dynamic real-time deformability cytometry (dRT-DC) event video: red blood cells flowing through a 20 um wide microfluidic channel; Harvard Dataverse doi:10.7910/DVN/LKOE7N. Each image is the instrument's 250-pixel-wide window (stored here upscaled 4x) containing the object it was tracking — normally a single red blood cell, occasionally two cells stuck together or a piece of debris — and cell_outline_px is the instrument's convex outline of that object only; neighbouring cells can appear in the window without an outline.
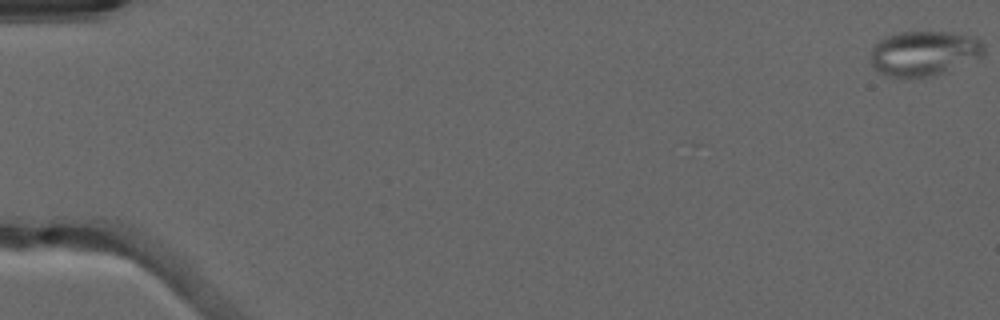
{"species": "common noctule bat (a hibernating species)", "species_latin": "Nyctalus noctula", "temperature_condition": "warm", "stored_images_in_passage": 47, "camera_frame_rate_fps": 3000, "um_per_image_px": 0.085, "animal": {"sex": "male", "forearm_length_mm": 52.5}, "frame": {"image": 1, "passage_image": 1, "time_ms": 0.0, "image_size_px": [1000, 320], "cell_outline_px": [[984, 56], [940, 72], [928, 76], [892, 76], [880, 72], [872, 68], [872, 48], [884, 36], [900, 32], [952, 32], [972, 36], [980, 40], [984, 44]], "centroid_in_image_um": [78.55, 4.49], "position_along_channel_um": 6.5, "area_um2": 29.07}}
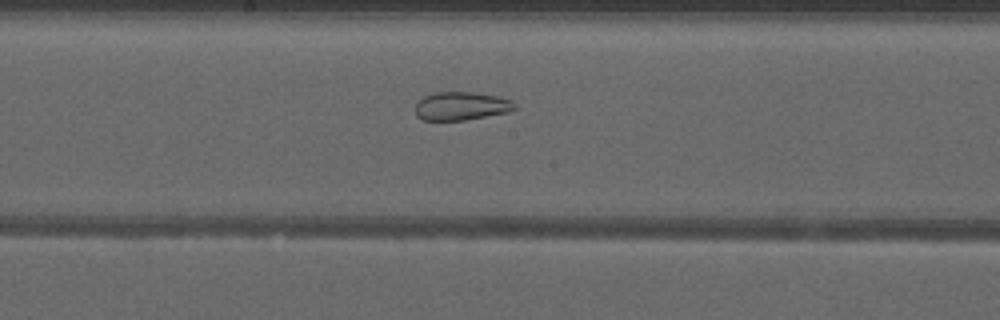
{"frame": {"image": 2, "passage_image": 29, "time_ms": 9.333, "image_size_px": [1000, 320], "cell_outline_px": [[516, 108], [508, 112], [464, 120], [420, 120], [416, 116], [416, 104], [424, 96], [436, 92], [476, 92], [500, 96], [512, 100], [516, 104]], "centroid_in_image_um": [39.23, 9.0], "position_along_channel_um": 209.0, "area_um2": 16.53}}
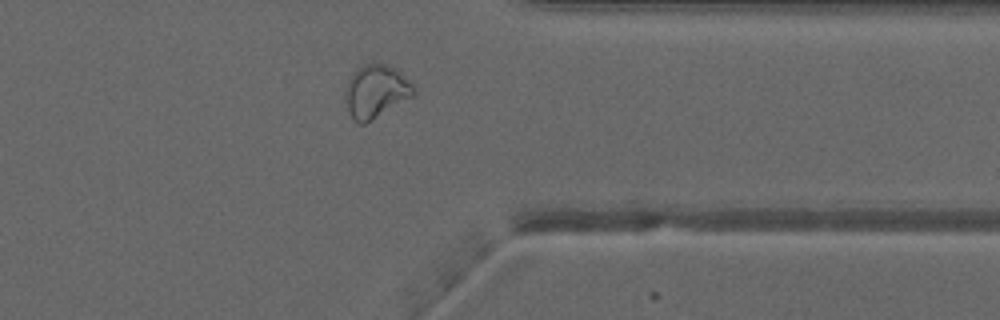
{"frame": {"image": 3, "passage_image": 42, "time_ms": 13.667, "image_size_px": [1000, 320], "cell_outline_px": [[416, 92], [412, 96], [364, 124], [360, 124], [348, 112], [344, 92], [348, 80], [352, 72], [364, 64], [384, 64], [396, 68], [416, 88]], "centroid_in_image_um": [31.93, 7.75], "position_along_channel_um": 379.5, "area_um2": 20.81}, "authors_computed_cell_mechanics": {"area_um2": 22.3686, "velocity_mm_per_s": 4.045, "shape_relaxation_time_tau1_ms": null, "shape_relaxation_time_tau2_ms": 1.3967, "deformation_change_tau1": null, "deformation_change_tau2": 0.0797}}